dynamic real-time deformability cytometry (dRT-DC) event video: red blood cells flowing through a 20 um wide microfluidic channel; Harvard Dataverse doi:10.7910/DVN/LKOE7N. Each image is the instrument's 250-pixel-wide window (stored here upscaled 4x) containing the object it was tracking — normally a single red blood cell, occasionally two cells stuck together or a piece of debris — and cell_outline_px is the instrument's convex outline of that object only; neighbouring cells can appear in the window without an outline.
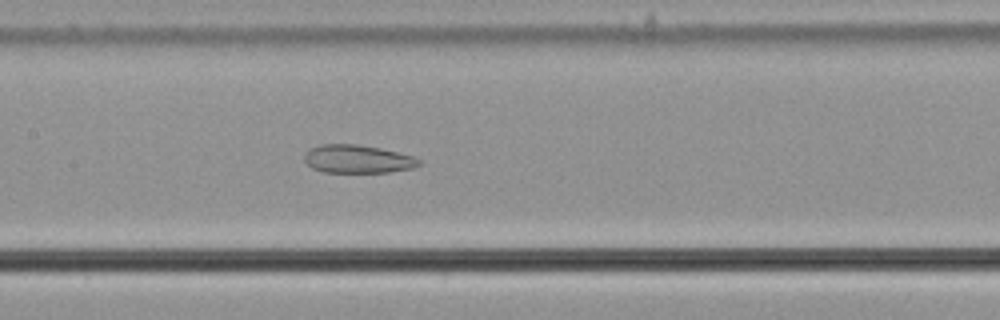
{"species": "common noctule bat (a hibernating species)", "species_latin": "Nyctalus noctula", "temperature_condition": "cold", "stored_images_in_passage": 46, "camera_frame_rate_fps": 3000, "um_per_image_px": 0.085, "animal": {"sex": "male", "body_mass_g": 21.5, "forearm_length_mm": 52.0}, "frame": {"image": 1, "passage_image": 28, "time_ms": 9.0, "image_size_px": [1000, 320], "cell_outline_px": [[420, 164], [412, 168], [388, 172], [324, 172], [312, 168], [304, 160], [304, 152], [308, 148], [320, 144], [356, 144], [380, 148], [412, 156], [420, 160]], "centroid_in_image_um": [30.33, 13.51], "position_along_channel_um": 177.1, "area_um2": 18.79}}
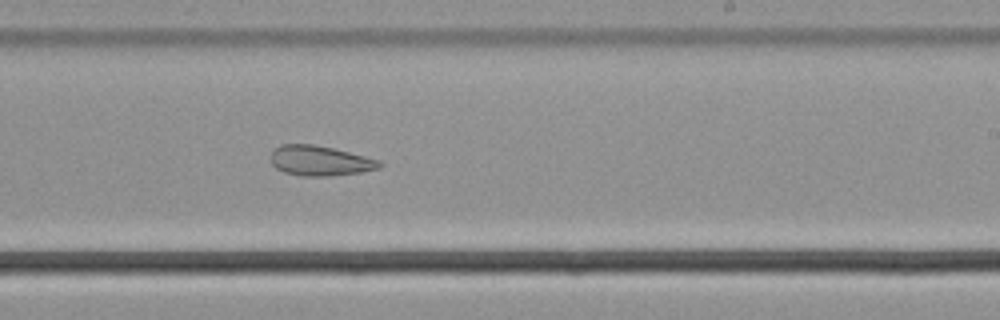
{"frame": {"image": 2, "passage_image": 35, "time_ms": 11.333, "image_size_px": [1000, 320], "cell_outline_px": [[384, 164], [380, 168], [360, 172], [328, 176], [304, 176], [284, 172], [276, 168], [272, 164], [272, 152], [276, 148], [284, 144], [312, 144], [332, 148], [380, 160]], "centroid_in_image_um": [27.22, 13.67], "position_along_channel_um": 261.8, "area_um2": 18.79}}
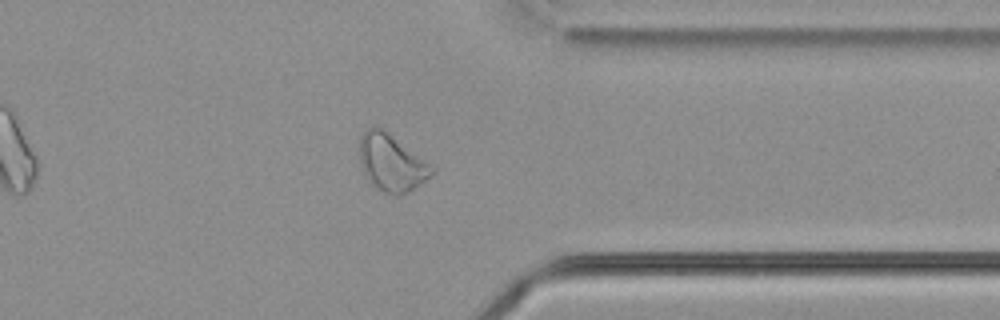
{"frame": {"image": 3, "passage_image": 45, "time_ms": 14.667, "image_size_px": [1000, 320], "cell_outline_px": [[436, 172], [420, 184], [408, 192], [396, 196], [384, 192], [372, 184], [368, 180], [364, 172], [360, 160], [360, 136], [368, 128], [384, 128], [436, 168]], "centroid_in_image_um": [33.31, 13.83], "position_along_channel_um": 378.1, "area_um2": 23.93}}